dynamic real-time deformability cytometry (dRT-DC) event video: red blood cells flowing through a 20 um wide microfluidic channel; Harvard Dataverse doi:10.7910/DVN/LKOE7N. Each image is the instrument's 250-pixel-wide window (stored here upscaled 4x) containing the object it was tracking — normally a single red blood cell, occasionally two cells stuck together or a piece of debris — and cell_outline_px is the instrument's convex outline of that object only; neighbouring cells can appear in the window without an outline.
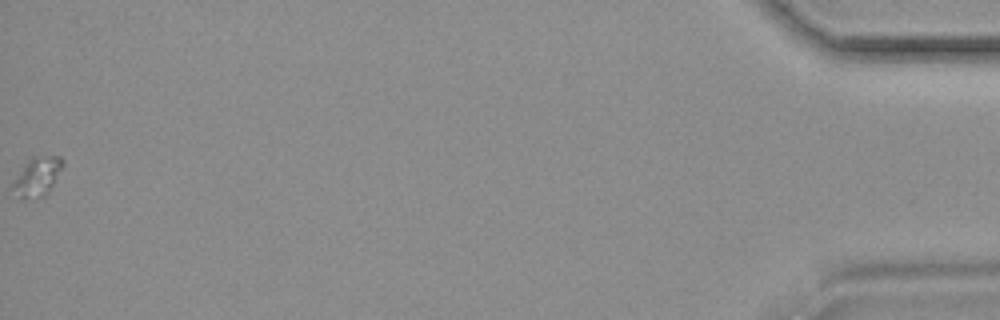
{"species": "common noctule bat (a hibernating species)", "species_latin": "Nyctalus noctula", "temperature_condition": "room temperature", "stored_images_in_passage": 42, "camera_frame_rate_fps": 3000, "um_per_image_px": 0.085, "animal": {"sex": "female", "body_mass_g": 19.9}, "frame": {"image": 1, "passage_image": 42, "time_ms": 13.667, "image_size_px": [1000, 320], "cell_outline_px": [[64, 164], [48, 192], [44, 196], [36, 200], [20, 196], [12, 184], [28, 160], [32, 156], [60, 156], [64, 160]], "centroid_in_image_um": [3.23, 14.99], "position_along_channel_um": 432.0, "area_um2": 10.92}}